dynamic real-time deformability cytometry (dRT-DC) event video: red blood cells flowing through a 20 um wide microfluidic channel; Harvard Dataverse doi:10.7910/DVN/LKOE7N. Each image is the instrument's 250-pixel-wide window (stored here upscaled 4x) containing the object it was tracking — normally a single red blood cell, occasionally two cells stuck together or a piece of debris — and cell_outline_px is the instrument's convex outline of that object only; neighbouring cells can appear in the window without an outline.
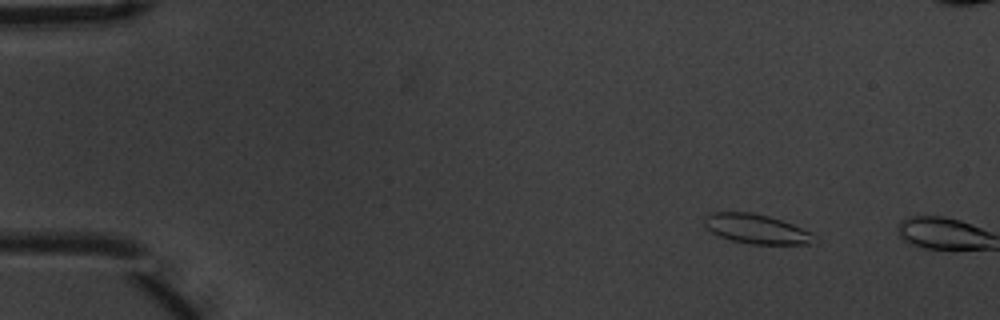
{"species": "common noctule bat (a hibernating species)", "species_latin": "Nyctalus noctula", "temperature_condition": "warm", "stored_images_in_passage": 3, "camera_frame_rate_fps": 3000, "um_per_image_px": 0.085, "animal": {"sex": "male", "body_mass_g": 20.1, "forearm_length_mm": 53.5}, "frame": {"image": 1, "passage_image": 2, "time_ms": 0.333, "image_size_px": [1000, 320], "cell_outline_px": [[808, 244], [752, 244], [732, 240], [720, 236], [712, 232], [704, 224], [704, 216], [712, 212], [752, 212], [768, 216], [792, 224], [808, 232]], "centroid_in_image_um": [64.14, 19.43], "position_along_channel_um": 20.9, "area_um2": 18.15}}